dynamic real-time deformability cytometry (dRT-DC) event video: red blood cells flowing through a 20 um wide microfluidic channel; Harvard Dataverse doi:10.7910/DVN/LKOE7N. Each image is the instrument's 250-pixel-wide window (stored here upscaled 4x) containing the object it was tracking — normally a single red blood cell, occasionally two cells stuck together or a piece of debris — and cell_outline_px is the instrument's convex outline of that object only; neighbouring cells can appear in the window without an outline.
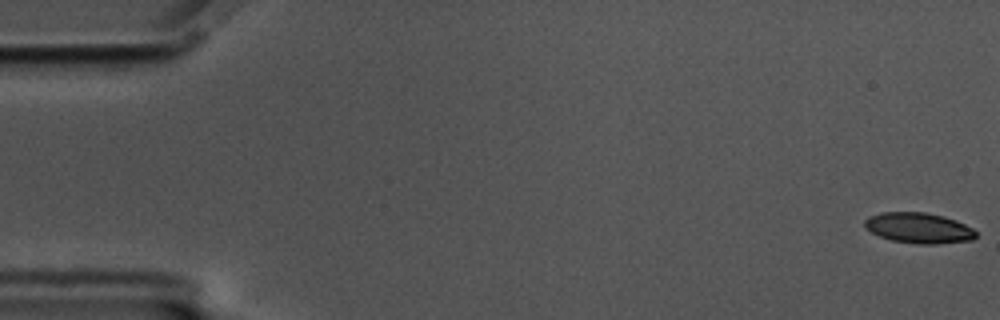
{"species": "common noctule bat (a hibernating species)", "species_latin": "Nyctalus noctula", "temperature_condition": "cold", "stored_images_in_passage": 58, "camera_frame_rate_fps": 3000, "um_per_image_px": 0.085, "animal": {"sex": "male", "body_mass_g": 17.5, "forearm_length_mm": 52.3}, "frame": {"image": 1, "passage_image": 1, "time_ms": 0.0, "image_size_px": [1000, 320], "cell_outline_px": [[976, 236], [972, 240], [936, 244], [916, 244], [892, 240], [880, 236], [864, 228], [864, 220], [868, 216], [880, 212], [924, 212], [944, 216], [956, 220], [972, 228], [976, 232]], "centroid_in_image_um": [78.07, 19.37], "position_along_channel_um": 6.9, "area_um2": 19.88}}
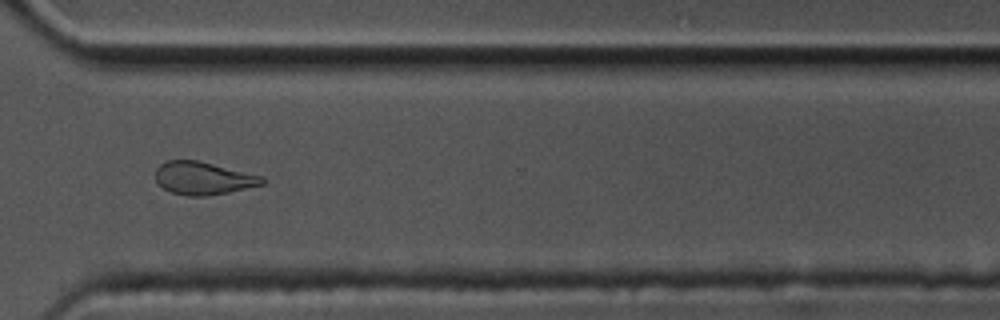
{"frame": {"image": 2, "passage_image": 43, "time_ms": 14.0, "image_size_px": [1000, 320], "cell_outline_px": [[264, 184], [228, 192], [204, 196], [188, 196], [172, 192], [156, 184], [156, 168], [160, 164], [168, 160], [196, 160], [264, 176]], "centroid_in_image_um": [17.26, 15.15], "position_along_channel_um": 353.3, "area_um2": 20.29}}
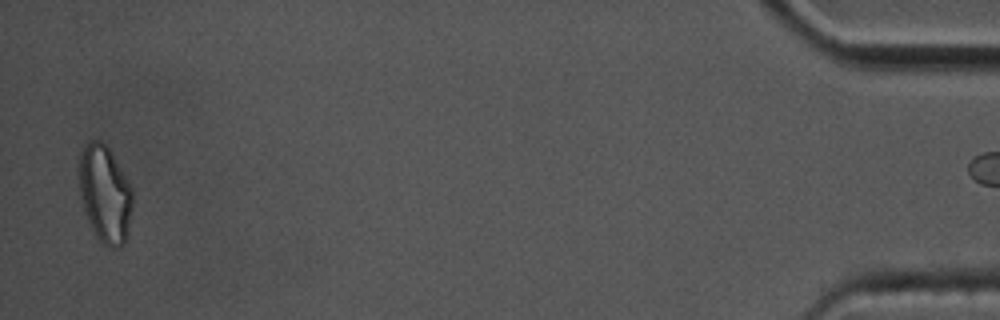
{"frame": {"image": 3, "passage_image": 57, "time_ms": 18.667, "image_size_px": [1000, 320], "cell_outline_px": [[132, 208], [124, 244], [120, 248], [112, 248], [100, 244], [92, 232], [84, 208], [80, 192], [80, 152], [84, 144], [88, 140], [100, 140], [112, 152], [132, 188]], "centroid_in_image_um": [8.92, 16.51], "position_along_channel_um": 426.3, "area_um2": 30.35}}